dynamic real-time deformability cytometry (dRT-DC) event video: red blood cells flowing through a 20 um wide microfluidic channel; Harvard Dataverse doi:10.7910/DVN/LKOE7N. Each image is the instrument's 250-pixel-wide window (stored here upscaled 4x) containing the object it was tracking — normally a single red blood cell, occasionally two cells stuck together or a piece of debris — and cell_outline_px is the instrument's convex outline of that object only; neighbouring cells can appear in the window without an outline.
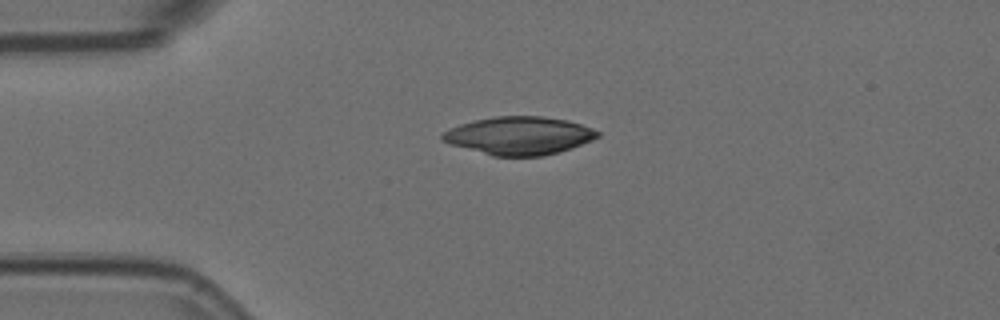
{"species": "Egyptian fruit bat (a non-hibernating species)", "species_latin": "Rousettus aegyptiacus", "temperature_condition": "room temperature", "stored_images_in_passage": 6, "camera_frame_rate_fps": 3000, "um_per_image_px": 0.085, "animal": {"sex": "female"}, "frame": {"image": 1, "passage_image": 1, "time_ms": 0.0, "image_size_px": [1000, 320], "cell_outline_px": [[600, 136], [592, 140], [572, 148], [560, 152], [544, 156], [492, 156], [448, 144], [440, 140], [440, 136], [448, 128], [472, 120], [496, 116], [540, 116], [568, 120], [592, 128], [600, 132]], "centroid_in_image_um": [44.1, 11.53], "position_along_channel_um": 40.9, "area_um2": 34.74}}
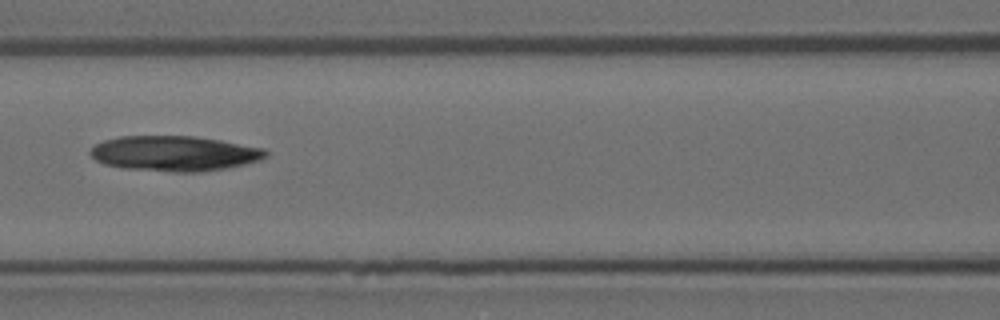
{"frame": {"image": 2, "passage_image": 4, "time_ms": 1.0, "image_size_px": [1000, 320], "cell_outline_px": [[268, 156], [260, 160], [228, 168], [200, 172], [172, 172], [120, 168], [104, 164], [96, 160], [88, 152], [96, 144], [104, 140], [120, 136], [192, 136], [220, 140], [264, 148], [268, 152]], "centroid_in_image_um": [14.83, 13.05], "position_along_channel_um": 151.8, "area_um2": 36.18}}
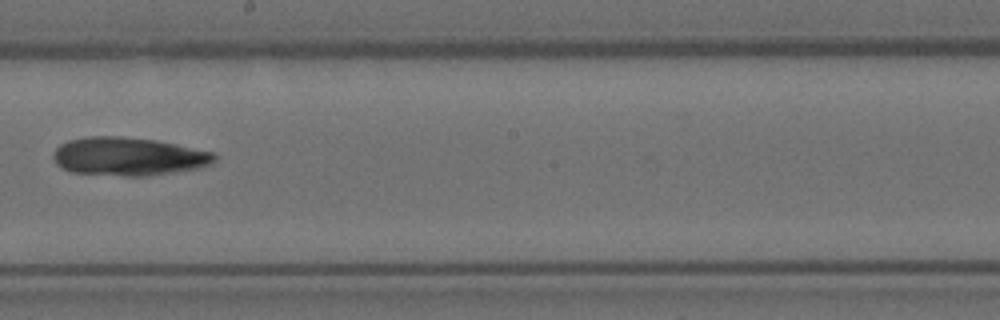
{"frame": {"image": 3, "passage_image": 6, "time_ms": 1.667, "image_size_px": [1000, 320], "cell_outline_px": [[216, 160], [212, 164], [196, 168], [144, 176], [124, 176], [72, 172], [56, 164], [52, 156], [56, 148], [60, 144], [68, 140], [88, 136], [120, 136], [156, 140], [216, 152]], "centroid_in_image_um": [10.92, 13.29], "position_along_channel_um": 237.3, "area_um2": 35.95}}